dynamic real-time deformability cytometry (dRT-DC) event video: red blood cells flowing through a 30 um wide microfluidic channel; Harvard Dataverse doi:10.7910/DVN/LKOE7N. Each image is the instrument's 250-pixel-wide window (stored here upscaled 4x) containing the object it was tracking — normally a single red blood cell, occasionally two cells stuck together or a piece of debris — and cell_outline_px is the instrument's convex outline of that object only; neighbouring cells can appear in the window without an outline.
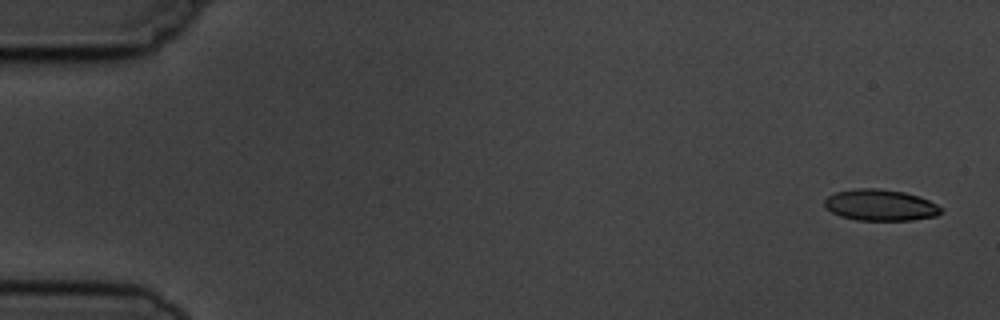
{"species": "common noctule bat (a hibernating species)", "species_latin": "Nyctalus noctula", "temperature_condition": "cold", "stored_images_in_passage": 5, "camera_frame_rate_fps": 3000, "um_per_image_px": 0.085, "animal": {"sex": "male", "body_mass_g": 19.5, "forearm_length_mm": 54.6}, "frame": {"image": 1, "passage_image": 1, "time_ms": 0.0, "image_size_px": [1000, 320], "cell_outline_px": [[944, 208], [936, 216], [912, 220], [856, 220], [840, 216], [824, 208], [824, 200], [828, 196], [836, 192], [856, 188], [876, 188], [904, 192], [920, 196]], "centroid_in_image_um": [74.82, 17.43], "position_along_channel_um": 10.2, "area_um2": 21.33}}
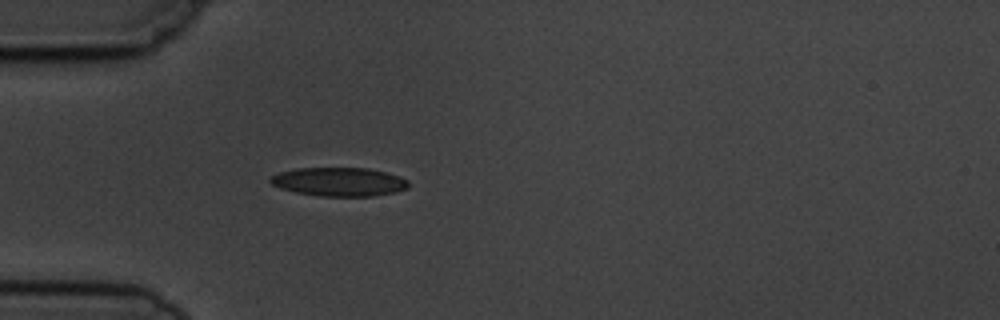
{"frame": {"image": 2, "passage_image": 5, "time_ms": 4.667, "image_size_px": [1000, 320], "cell_outline_px": [[408, 188], [396, 192], [372, 196], [320, 196], [296, 192], [280, 188], [272, 184], [268, 180], [272, 176], [280, 172], [296, 168], [368, 168], [400, 176], [408, 180]], "centroid_in_image_um": [28.83, 15.45], "position_along_channel_um": 56.2, "area_um2": 23.06}}